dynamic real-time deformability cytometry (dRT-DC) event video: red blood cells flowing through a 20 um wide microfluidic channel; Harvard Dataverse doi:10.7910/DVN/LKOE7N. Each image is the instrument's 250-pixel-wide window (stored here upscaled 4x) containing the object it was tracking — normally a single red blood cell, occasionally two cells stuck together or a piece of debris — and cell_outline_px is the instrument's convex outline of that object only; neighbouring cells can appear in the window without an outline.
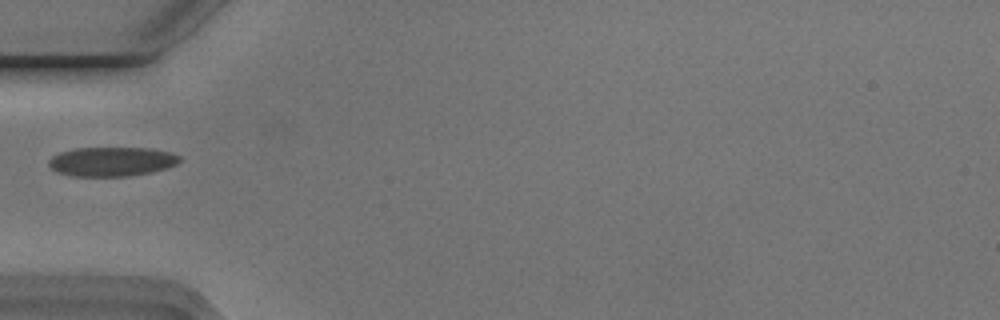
{"species": "Egyptian fruit bat (a non-hibernating species)", "species_latin": "Rousettus aegyptiacus", "temperature_condition": "cold", "stored_images_in_passage": 1, "camera_frame_rate_fps": 3000, "um_per_image_px": 0.085, "animal": {"sex": "male"}, "frame": {"image": 1, "passage_image": 1, "time_ms": 0.0, "image_size_px": [1000, 320], "cell_outline_px": [[180, 160], [176, 164], [152, 172], [128, 176], [76, 176], [56, 172], [48, 164], [48, 160], [52, 156], [60, 152], [76, 148], [152, 148], [172, 152], [180, 156]], "centroid_in_image_um": [9.5, 13.72], "position_along_channel_um": 75.5, "area_um2": 22.31}}